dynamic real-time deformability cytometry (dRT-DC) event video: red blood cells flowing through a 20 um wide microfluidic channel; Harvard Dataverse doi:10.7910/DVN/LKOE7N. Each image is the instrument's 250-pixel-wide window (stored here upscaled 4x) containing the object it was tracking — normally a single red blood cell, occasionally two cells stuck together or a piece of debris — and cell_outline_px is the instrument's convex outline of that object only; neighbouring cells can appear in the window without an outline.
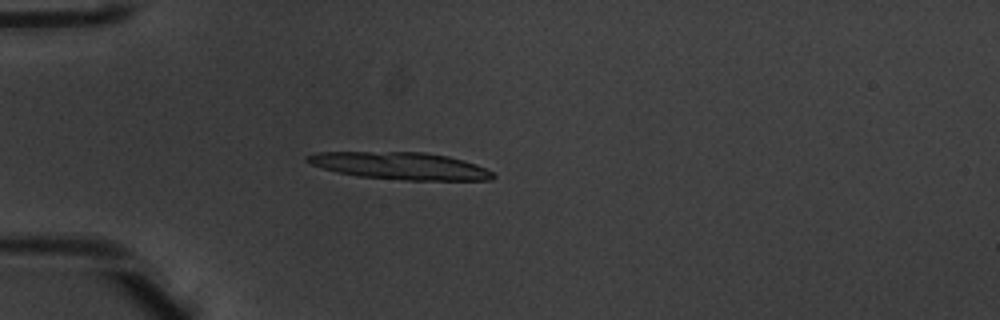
{"species": "common noctule bat (a hibernating species)", "species_latin": "Nyctalus noctula", "temperature_condition": "warm", "stored_images_in_passage": 51, "camera_frame_rate_fps": 3000, "um_per_image_px": 0.085, "animal": {"sex": "male", "body_mass_g": 20.1, "forearm_length_mm": 53.5}, "frame": {"image": 1, "passage_image": 15, "time_ms": 4.667, "image_size_px": [1000, 320], "cell_outline_px": [[496, 176], [492, 180], [408, 180], [360, 176], [340, 172], [324, 168], [312, 164], [304, 160], [304, 156], [316, 152], [424, 152], [448, 156], [476, 164], [492, 172]], "centroid_in_image_um": [34.04, 14.09], "position_along_channel_um": 51.0, "area_um2": 29.19}, "authors_computed_cell_mechanics": {"area_um2": 25.2586, "velocity_mm_per_s": 3.9449, "shape_relaxation_time_tau1_ms": 1.8682, "shape_relaxation_time_tau2_ms": 1.0167, "deformation_change_tau1": 0.3019, "deformation_change_tau2": 0.0894}}